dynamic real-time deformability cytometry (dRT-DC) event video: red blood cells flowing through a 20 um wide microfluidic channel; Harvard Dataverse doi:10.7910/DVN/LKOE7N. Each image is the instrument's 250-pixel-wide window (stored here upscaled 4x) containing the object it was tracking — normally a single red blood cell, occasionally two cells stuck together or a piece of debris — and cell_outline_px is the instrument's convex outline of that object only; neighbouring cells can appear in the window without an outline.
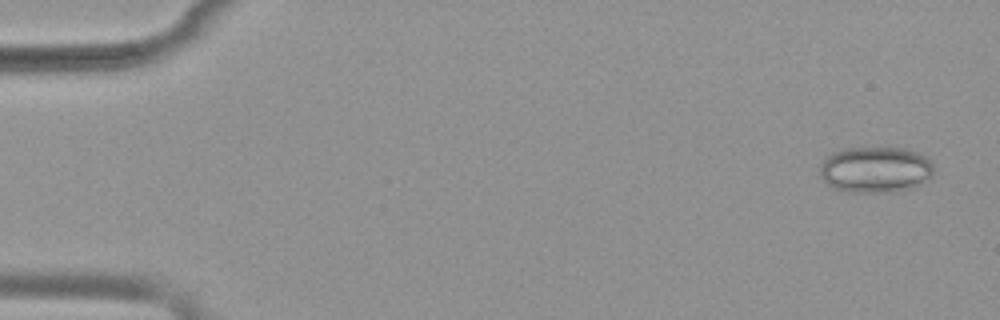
{"species": "common noctule bat (a hibernating species)", "species_latin": "Nyctalus noctula", "temperature_condition": "warm", "stored_images_in_passage": 53, "camera_frame_rate_fps": 3000, "um_per_image_px": 0.085, "animal": {"sex": "female", "body_mass_g": 19.9}, "frame": {"image": 1, "passage_image": 3, "time_ms": 0.667, "image_size_px": [1000, 320], "cell_outline_px": [[932, 172], [928, 180], [920, 184], [908, 188], [876, 192], [852, 192], [832, 188], [824, 180], [820, 172], [820, 164], [832, 152], [840, 148], [908, 148], [924, 156], [932, 164]], "centroid_in_image_um": [74.37, 14.39], "position_along_channel_um": 10.6, "area_um2": 30.23}}
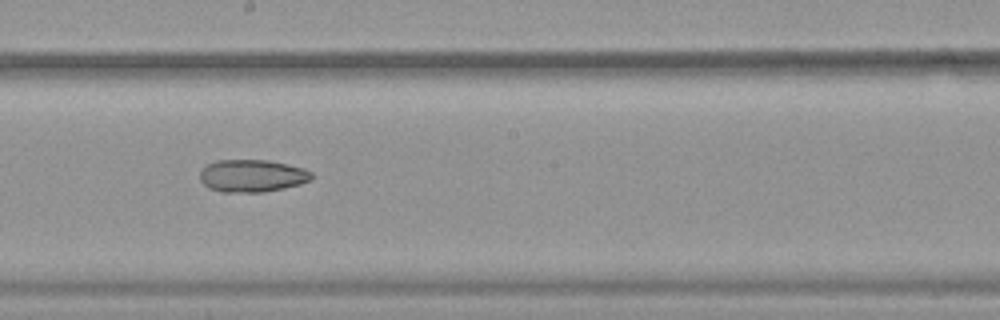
{"frame": {"image": 2, "passage_image": 30, "time_ms": 9.667, "image_size_px": [1000, 320], "cell_outline_px": [[312, 176], [308, 180], [300, 184], [284, 188], [264, 192], [220, 192], [208, 188], [200, 180], [200, 172], [208, 164], [216, 160], [268, 160], [288, 164], [304, 168], [312, 172]], "centroid_in_image_um": [21.42, 14.94], "position_along_channel_um": 226.8, "area_um2": 21.15}}
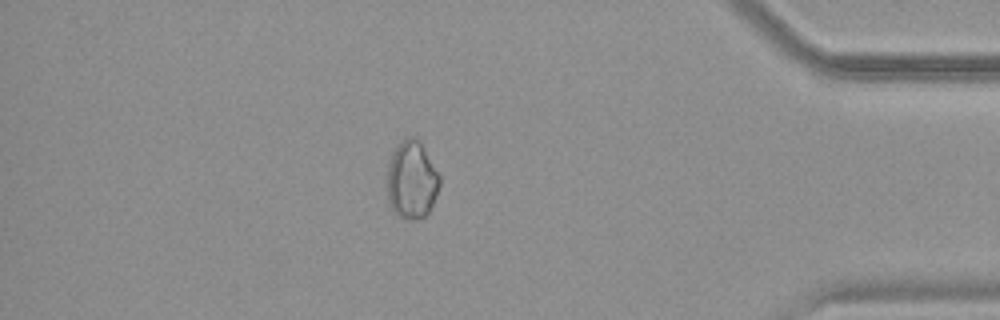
{"frame": {"image": 3, "passage_image": 46, "time_ms": 15.0, "image_size_px": [1000, 320], "cell_outline_px": [[440, 184], [436, 196], [428, 212], [424, 216], [412, 220], [408, 220], [392, 212], [388, 200], [388, 164], [392, 152], [396, 144], [408, 136], [412, 136], [420, 140], [440, 176]], "centroid_in_image_um": [34.99, 15.28], "position_along_channel_um": 400.2, "area_um2": 23.93}, "authors_computed_cell_mechanics": {"area_um2": 24.7384, "velocity_mm_per_s": 3.8955, "shape_relaxation_time_tau1_ms": null, "shape_relaxation_time_tau2_ms": 7.5811, "deformation_change_tau1": null, "deformation_change_tau2": 0.1315}}